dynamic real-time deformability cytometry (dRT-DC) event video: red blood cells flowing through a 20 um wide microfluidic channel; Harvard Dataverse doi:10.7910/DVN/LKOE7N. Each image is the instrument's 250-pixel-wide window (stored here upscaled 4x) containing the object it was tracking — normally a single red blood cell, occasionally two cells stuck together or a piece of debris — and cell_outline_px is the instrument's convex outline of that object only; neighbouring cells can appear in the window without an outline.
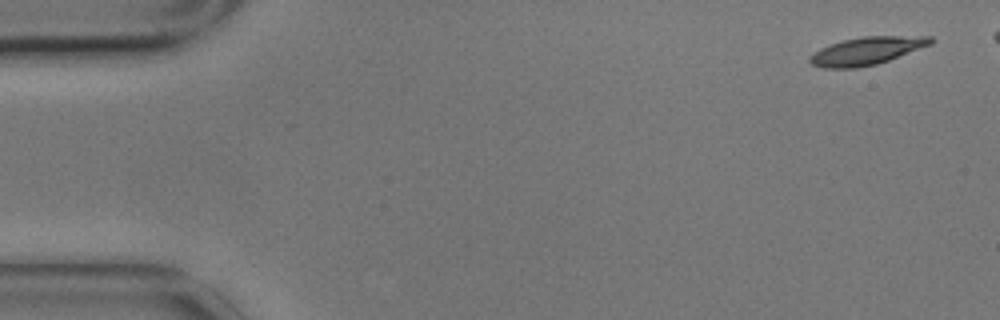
{"species": "common noctule bat (a hibernating species)", "species_latin": "Nyctalus noctula", "temperature_condition": "cold", "stored_images_in_passage": 4, "camera_frame_rate_fps": 3000, "um_per_image_px": 0.085, "animal": {"sex": "male", "body_mass_g": 17.9}, "frame": {"image": 1, "passage_image": 1, "time_ms": 0.0, "image_size_px": [1000, 320], "cell_outline_px": [[936, 40], [932, 44], [888, 60], [876, 64], [856, 68], [824, 68], [812, 64], [808, 60], [808, 56], [820, 48], [844, 40], [864, 36], [932, 36]], "centroid_in_image_um": [73.68, 4.32], "position_along_channel_um": 11.3, "area_um2": 19.48}}